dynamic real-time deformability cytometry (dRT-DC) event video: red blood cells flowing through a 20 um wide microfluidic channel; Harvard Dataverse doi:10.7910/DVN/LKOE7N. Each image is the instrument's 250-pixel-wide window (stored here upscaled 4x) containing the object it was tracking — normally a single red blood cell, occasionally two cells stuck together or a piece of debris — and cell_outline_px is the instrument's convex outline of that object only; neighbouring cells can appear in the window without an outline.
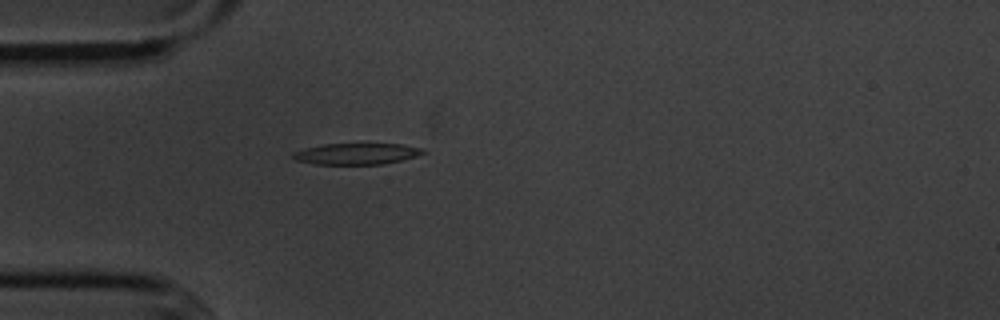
{"species": "common noctule bat (a hibernating species)", "species_latin": "Nyctalus noctula", "temperature_condition": "cold", "stored_images_in_passage": 4, "camera_frame_rate_fps": 3000, "um_per_image_px": 0.085, "animal": {"sex": "male", "body_mass_g": 20.1, "forearm_length_mm": 53.5}, "frame": {"image": 1, "passage_image": 4, "time_ms": 4.667, "image_size_px": [1000, 320], "cell_outline_px": [[428, 152], [416, 156], [384, 164], [316, 164], [296, 160], [292, 156], [292, 152], [304, 148], [324, 144], [400, 144], [420, 148]], "centroid_in_image_um": [30.29, 13.07], "position_along_channel_um": 54.7, "area_um2": 15.95}}